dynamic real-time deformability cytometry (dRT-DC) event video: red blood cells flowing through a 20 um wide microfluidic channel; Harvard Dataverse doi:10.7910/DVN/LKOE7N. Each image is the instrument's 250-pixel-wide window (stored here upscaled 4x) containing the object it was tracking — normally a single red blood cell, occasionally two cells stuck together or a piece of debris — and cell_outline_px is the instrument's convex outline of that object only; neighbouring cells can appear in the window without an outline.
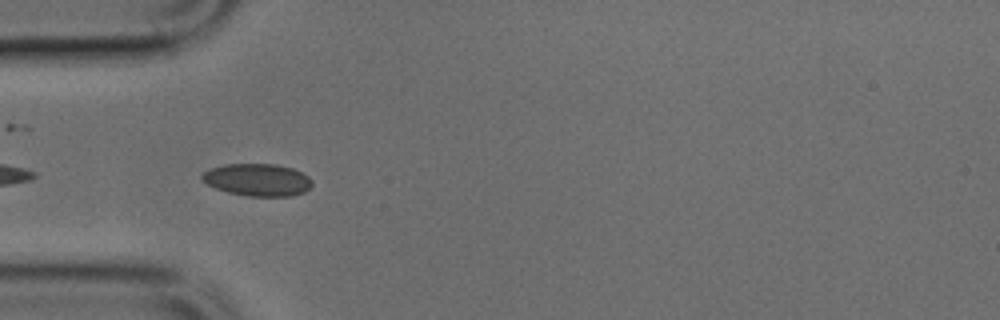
{"species": "common noctule bat (a hibernating species)", "species_latin": "Nyctalus noctula", "temperature_condition": "cold", "stored_images_in_passage": 7, "camera_frame_rate_fps": 3000, "um_per_image_px": 0.085, "animal": {"sex": "male", "body_mass_g": 17.9, "forearm_length_mm": 54.2}, "frame": {"image": 1, "passage_image": 4, "time_ms": 1.0, "image_size_px": [1000, 320], "cell_outline_px": [[312, 184], [304, 192], [292, 196], [248, 196], [228, 192], [216, 188], [200, 180], [200, 176], [204, 172], [212, 168], [224, 164], [276, 164], [292, 168], [308, 176], [312, 180]], "centroid_in_image_um": [21.88, 15.28], "position_along_channel_um": 63.1, "area_um2": 20.69}}
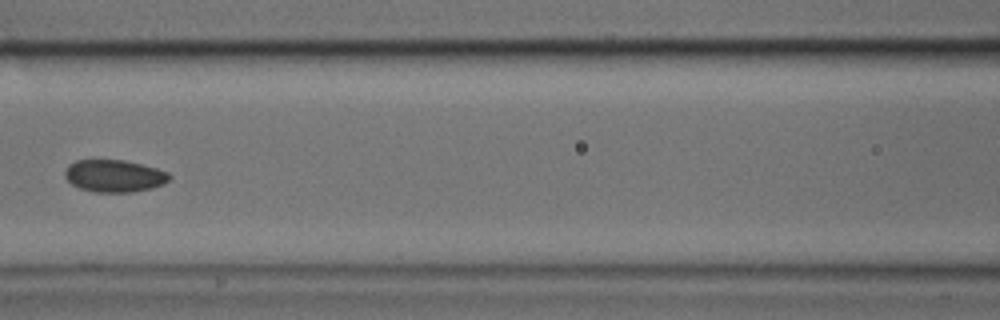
{"frame": {"image": 2, "passage_image": 6, "time_ms": 1.667, "image_size_px": [1000, 320], "cell_outline_px": [[172, 176], [164, 184], [152, 188], [132, 192], [96, 192], [80, 188], [72, 184], [64, 176], [64, 172], [68, 164], [76, 160], [124, 160], [156, 168], [168, 172]], "centroid_in_image_um": [9.71, 14.95], "position_along_channel_um": 156.9, "area_um2": 19.65}}